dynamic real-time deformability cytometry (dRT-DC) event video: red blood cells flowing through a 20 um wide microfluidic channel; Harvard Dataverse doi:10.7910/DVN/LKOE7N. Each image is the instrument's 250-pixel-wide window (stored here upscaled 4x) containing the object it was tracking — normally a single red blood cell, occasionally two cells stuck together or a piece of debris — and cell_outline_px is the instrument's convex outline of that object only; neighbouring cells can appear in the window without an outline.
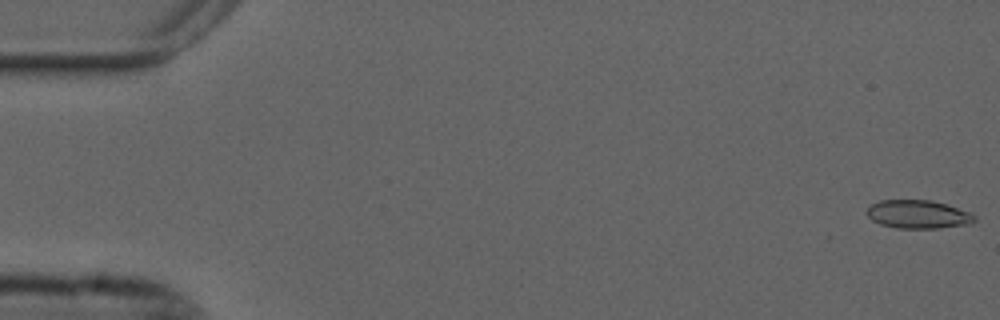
{"species": "common noctule bat (a hibernating species)", "species_latin": "Nyctalus noctula", "temperature_condition": "cold", "stored_images_in_passage": 55, "camera_frame_rate_fps": 3000, "um_per_image_px": 0.085, "animal": {"sex": "male", "forearm_length_mm": 52.5}, "frame": {"image": 1, "passage_image": 1, "time_ms": 0.0, "image_size_px": [1000, 320], "cell_outline_px": [[976, 220], [972, 224], [940, 228], [896, 228], [880, 224], [872, 220], [864, 212], [872, 204], [880, 200], [932, 200], [968, 212], [976, 216]], "centroid_in_image_um": [78.02, 18.22], "position_along_channel_um": 7.0, "area_um2": 17.8}}
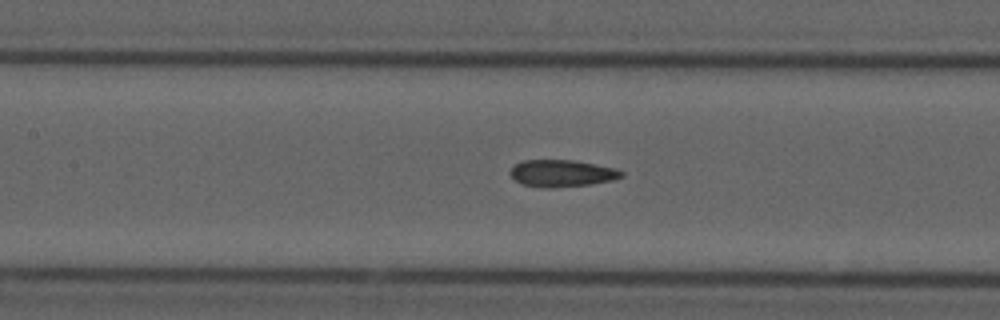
{"frame": {"image": 2, "passage_image": 25, "time_ms": 8.0, "image_size_px": [1000, 320], "cell_outline_px": [[624, 176], [612, 180], [592, 184], [552, 188], [544, 188], [524, 184], [516, 180], [508, 172], [516, 164], [524, 160], [572, 160], [616, 168], [624, 172]], "centroid_in_image_um": [47.79, 14.73], "position_along_channel_um": 159.6, "area_um2": 17.4}}
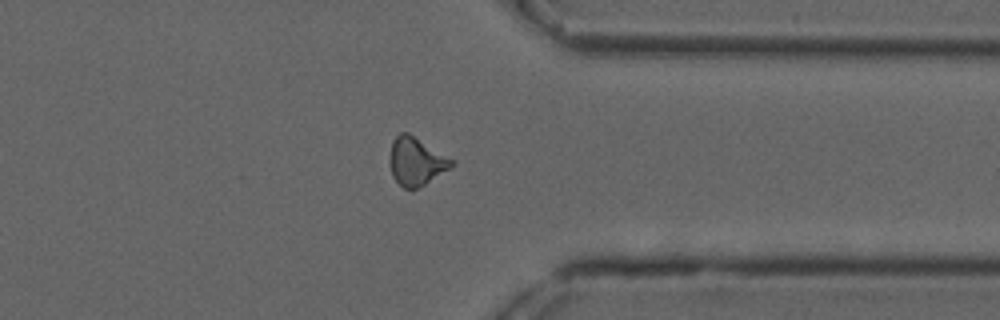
{"frame": {"image": 3, "passage_image": 43, "time_ms": 14.0, "image_size_px": [1000, 320], "cell_outline_px": [[456, 164], [424, 184], [416, 188], [404, 188], [392, 176], [388, 160], [392, 140], [400, 132], [408, 132], [456, 160]], "centroid_in_image_um": [35.37, 13.68], "position_along_channel_um": 376.0, "area_um2": 17.46}, "authors_computed_cell_mechanics": {"area_um2": 17.4556, "velocity_mm_per_s": 3.7032, "shape_relaxation_time_tau1_ms": null, "shape_relaxation_time_tau2_ms": 1.7998, "deformation_change_tau1": null, "deformation_change_tau2": 0.0773}}